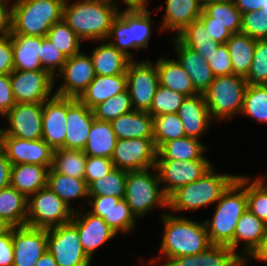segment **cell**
I'll use <instances>...</instances> for the list:
<instances>
[{"label": "cell", "instance_id": "6da1fadb", "mask_svg": "<svg viewBox=\"0 0 267 266\" xmlns=\"http://www.w3.org/2000/svg\"><path fill=\"white\" fill-rule=\"evenodd\" d=\"M161 217L164 226L159 247L161 257L158 260L156 257L152 258L145 266H165L173 258L196 255L212 245L204 222L199 223L167 211L162 212ZM162 258L165 262L159 264L157 261Z\"/></svg>", "mask_w": 267, "mask_h": 266}, {"label": "cell", "instance_id": "7a4b0ae2", "mask_svg": "<svg viewBox=\"0 0 267 266\" xmlns=\"http://www.w3.org/2000/svg\"><path fill=\"white\" fill-rule=\"evenodd\" d=\"M119 6L102 0H65L62 20L82 41L106 40Z\"/></svg>", "mask_w": 267, "mask_h": 266}, {"label": "cell", "instance_id": "3957f363", "mask_svg": "<svg viewBox=\"0 0 267 266\" xmlns=\"http://www.w3.org/2000/svg\"><path fill=\"white\" fill-rule=\"evenodd\" d=\"M247 210L246 176L238 175L216 202L212 219L204 221L211 244L226 245L234 251V231Z\"/></svg>", "mask_w": 267, "mask_h": 266}, {"label": "cell", "instance_id": "277c9868", "mask_svg": "<svg viewBox=\"0 0 267 266\" xmlns=\"http://www.w3.org/2000/svg\"><path fill=\"white\" fill-rule=\"evenodd\" d=\"M238 175L215 173L213 167L198 180L178 188L168 197V211H196L216 203Z\"/></svg>", "mask_w": 267, "mask_h": 266}, {"label": "cell", "instance_id": "5b68a950", "mask_svg": "<svg viewBox=\"0 0 267 266\" xmlns=\"http://www.w3.org/2000/svg\"><path fill=\"white\" fill-rule=\"evenodd\" d=\"M65 0H13L12 33L46 37L62 20Z\"/></svg>", "mask_w": 267, "mask_h": 266}, {"label": "cell", "instance_id": "8992f818", "mask_svg": "<svg viewBox=\"0 0 267 266\" xmlns=\"http://www.w3.org/2000/svg\"><path fill=\"white\" fill-rule=\"evenodd\" d=\"M151 12L147 8L127 9L118 12L114 18L107 41L114 45L131 60L134 49H147L152 31Z\"/></svg>", "mask_w": 267, "mask_h": 266}, {"label": "cell", "instance_id": "52a82bcc", "mask_svg": "<svg viewBox=\"0 0 267 266\" xmlns=\"http://www.w3.org/2000/svg\"><path fill=\"white\" fill-rule=\"evenodd\" d=\"M159 186L161 183L156 167L127 171L124 199L136 218L144 217L157 206L168 209V197Z\"/></svg>", "mask_w": 267, "mask_h": 266}, {"label": "cell", "instance_id": "ba28073f", "mask_svg": "<svg viewBox=\"0 0 267 266\" xmlns=\"http://www.w3.org/2000/svg\"><path fill=\"white\" fill-rule=\"evenodd\" d=\"M247 86L243 76H216L203 93L212 120L221 122L240 115Z\"/></svg>", "mask_w": 267, "mask_h": 266}, {"label": "cell", "instance_id": "9c48e42d", "mask_svg": "<svg viewBox=\"0 0 267 266\" xmlns=\"http://www.w3.org/2000/svg\"><path fill=\"white\" fill-rule=\"evenodd\" d=\"M73 210L47 186L28 197L27 226L51 228L69 223Z\"/></svg>", "mask_w": 267, "mask_h": 266}, {"label": "cell", "instance_id": "30bf717a", "mask_svg": "<svg viewBox=\"0 0 267 266\" xmlns=\"http://www.w3.org/2000/svg\"><path fill=\"white\" fill-rule=\"evenodd\" d=\"M47 247L58 266H90L91 259L71 222L47 229Z\"/></svg>", "mask_w": 267, "mask_h": 266}, {"label": "cell", "instance_id": "8fae6325", "mask_svg": "<svg viewBox=\"0 0 267 266\" xmlns=\"http://www.w3.org/2000/svg\"><path fill=\"white\" fill-rule=\"evenodd\" d=\"M127 90L134 110L148 112L157 91L159 75L156 63L131 60L127 68Z\"/></svg>", "mask_w": 267, "mask_h": 266}, {"label": "cell", "instance_id": "7c38bea8", "mask_svg": "<svg viewBox=\"0 0 267 266\" xmlns=\"http://www.w3.org/2000/svg\"><path fill=\"white\" fill-rule=\"evenodd\" d=\"M10 81L16 103H44L55 95V78L46 70H13Z\"/></svg>", "mask_w": 267, "mask_h": 266}, {"label": "cell", "instance_id": "4fadbf2b", "mask_svg": "<svg viewBox=\"0 0 267 266\" xmlns=\"http://www.w3.org/2000/svg\"><path fill=\"white\" fill-rule=\"evenodd\" d=\"M164 194L169 197L178 188L192 183L207 173L213 164L205 159L197 160H156L155 165Z\"/></svg>", "mask_w": 267, "mask_h": 266}, {"label": "cell", "instance_id": "5bb4252c", "mask_svg": "<svg viewBox=\"0 0 267 266\" xmlns=\"http://www.w3.org/2000/svg\"><path fill=\"white\" fill-rule=\"evenodd\" d=\"M111 160L125 171L150 169L156 165L157 148L153 139H118Z\"/></svg>", "mask_w": 267, "mask_h": 266}, {"label": "cell", "instance_id": "9a60e30c", "mask_svg": "<svg viewBox=\"0 0 267 266\" xmlns=\"http://www.w3.org/2000/svg\"><path fill=\"white\" fill-rule=\"evenodd\" d=\"M56 75L55 80L60 76L62 83L56 88L55 95L77 99L96 77L90 55L82 51L68 57Z\"/></svg>", "mask_w": 267, "mask_h": 266}, {"label": "cell", "instance_id": "2e32d148", "mask_svg": "<svg viewBox=\"0 0 267 266\" xmlns=\"http://www.w3.org/2000/svg\"><path fill=\"white\" fill-rule=\"evenodd\" d=\"M5 116L9 127L1 128L2 136L42 139L43 103H16Z\"/></svg>", "mask_w": 267, "mask_h": 266}, {"label": "cell", "instance_id": "e0dca14e", "mask_svg": "<svg viewBox=\"0 0 267 266\" xmlns=\"http://www.w3.org/2000/svg\"><path fill=\"white\" fill-rule=\"evenodd\" d=\"M88 197V203L93 207L89 212L101 217L116 234L134 231L136 217L125 199L115 196Z\"/></svg>", "mask_w": 267, "mask_h": 266}, {"label": "cell", "instance_id": "ac0fdd59", "mask_svg": "<svg viewBox=\"0 0 267 266\" xmlns=\"http://www.w3.org/2000/svg\"><path fill=\"white\" fill-rule=\"evenodd\" d=\"M12 243L13 266H35L40 257L48 251L47 229L27 225L12 227Z\"/></svg>", "mask_w": 267, "mask_h": 266}, {"label": "cell", "instance_id": "d6986e66", "mask_svg": "<svg viewBox=\"0 0 267 266\" xmlns=\"http://www.w3.org/2000/svg\"><path fill=\"white\" fill-rule=\"evenodd\" d=\"M2 149L11 165L38 164L52 166L53 149L43 140H25L11 136H2Z\"/></svg>", "mask_w": 267, "mask_h": 266}, {"label": "cell", "instance_id": "ffe728a7", "mask_svg": "<svg viewBox=\"0 0 267 266\" xmlns=\"http://www.w3.org/2000/svg\"><path fill=\"white\" fill-rule=\"evenodd\" d=\"M70 222L77 228L81 246L91 260L100 246L117 235L101 217L89 211H74Z\"/></svg>", "mask_w": 267, "mask_h": 266}, {"label": "cell", "instance_id": "44dd1931", "mask_svg": "<svg viewBox=\"0 0 267 266\" xmlns=\"http://www.w3.org/2000/svg\"><path fill=\"white\" fill-rule=\"evenodd\" d=\"M65 149L83 150L95 119L93 109L77 98L67 97Z\"/></svg>", "mask_w": 267, "mask_h": 266}, {"label": "cell", "instance_id": "7402d4cb", "mask_svg": "<svg viewBox=\"0 0 267 266\" xmlns=\"http://www.w3.org/2000/svg\"><path fill=\"white\" fill-rule=\"evenodd\" d=\"M67 97L54 95L43 103L42 139L54 150L64 148Z\"/></svg>", "mask_w": 267, "mask_h": 266}, {"label": "cell", "instance_id": "603a6c76", "mask_svg": "<svg viewBox=\"0 0 267 266\" xmlns=\"http://www.w3.org/2000/svg\"><path fill=\"white\" fill-rule=\"evenodd\" d=\"M172 42L177 53V62L190 76L195 90L203 94L215 78L207 61L193 49L185 46L177 37H174Z\"/></svg>", "mask_w": 267, "mask_h": 266}, {"label": "cell", "instance_id": "cb8c5ba5", "mask_svg": "<svg viewBox=\"0 0 267 266\" xmlns=\"http://www.w3.org/2000/svg\"><path fill=\"white\" fill-rule=\"evenodd\" d=\"M177 114L183 123L185 136L196 139H200L214 122L203 94L186 97Z\"/></svg>", "mask_w": 267, "mask_h": 266}, {"label": "cell", "instance_id": "d4e9b609", "mask_svg": "<svg viewBox=\"0 0 267 266\" xmlns=\"http://www.w3.org/2000/svg\"><path fill=\"white\" fill-rule=\"evenodd\" d=\"M203 6L198 0H166L165 14L159 33L175 31L177 37L188 25L198 20Z\"/></svg>", "mask_w": 267, "mask_h": 266}, {"label": "cell", "instance_id": "484cf974", "mask_svg": "<svg viewBox=\"0 0 267 266\" xmlns=\"http://www.w3.org/2000/svg\"><path fill=\"white\" fill-rule=\"evenodd\" d=\"M165 266H244V260L226 245H211L196 255L171 259Z\"/></svg>", "mask_w": 267, "mask_h": 266}, {"label": "cell", "instance_id": "4316f807", "mask_svg": "<svg viewBox=\"0 0 267 266\" xmlns=\"http://www.w3.org/2000/svg\"><path fill=\"white\" fill-rule=\"evenodd\" d=\"M95 42H100L90 54L95 74L98 76L126 75L131 59L107 40Z\"/></svg>", "mask_w": 267, "mask_h": 266}, {"label": "cell", "instance_id": "83f0119b", "mask_svg": "<svg viewBox=\"0 0 267 266\" xmlns=\"http://www.w3.org/2000/svg\"><path fill=\"white\" fill-rule=\"evenodd\" d=\"M14 70H44L41 64V37L10 34Z\"/></svg>", "mask_w": 267, "mask_h": 266}, {"label": "cell", "instance_id": "f1b7e54d", "mask_svg": "<svg viewBox=\"0 0 267 266\" xmlns=\"http://www.w3.org/2000/svg\"><path fill=\"white\" fill-rule=\"evenodd\" d=\"M266 231L267 225L263 221L249 210L245 211L239 218L234 231V252L245 260L260 244ZM240 242H244L242 253L236 251Z\"/></svg>", "mask_w": 267, "mask_h": 266}, {"label": "cell", "instance_id": "f546056e", "mask_svg": "<svg viewBox=\"0 0 267 266\" xmlns=\"http://www.w3.org/2000/svg\"><path fill=\"white\" fill-rule=\"evenodd\" d=\"M118 139H153V116L133 110L111 121Z\"/></svg>", "mask_w": 267, "mask_h": 266}, {"label": "cell", "instance_id": "4dcf8cb0", "mask_svg": "<svg viewBox=\"0 0 267 266\" xmlns=\"http://www.w3.org/2000/svg\"><path fill=\"white\" fill-rule=\"evenodd\" d=\"M127 89V76H98L93 79L78 98L88 108L93 109L99 103L116 96Z\"/></svg>", "mask_w": 267, "mask_h": 266}, {"label": "cell", "instance_id": "1f68e13d", "mask_svg": "<svg viewBox=\"0 0 267 266\" xmlns=\"http://www.w3.org/2000/svg\"><path fill=\"white\" fill-rule=\"evenodd\" d=\"M156 67L161 86L187 97L199 94L195 90L190 76L175 58L169 59L162 56L156 61Z\"/></svg>", "mask_w": 267, "mask_h": 266}, {"label": "cell", "instance_id": "d6a6232c", "mask_svg": "<svg viewBox=\"0 0 267 266\" xmlns=\"http://www.w3.org/2000/svg\"><path fill=\"white\" fill-rule=\"evenodd\" d=\"M48 168L38 164L11 166L10 185L27 198L47 186Z\"/></svg>", "mask_w": 267, "mask_h": 266}, {"label": "cell", "instance_id": "836d02e7", "mask_svg": "<svg viewBox=\"0 0 267 266\" xmlns=\"http://www.w3.org/2000/svg\"><path fill=\"white\" fill-rule=\"evenodd\" d=\"M199 20L202 23H219L232 34L241 32L242 13L233 0H216L203 6Z\"/></svg>", "mask_w": 267, "mask_h": 266}, {"label": "cell", "instance_id": "e575fe53", "mask_svg": "<svg viewBox=\"0 0 267 266\" xmlns=\"http://www.w3.org/2000/svg\"><path fill=\"white\" fill-rule=\"evenodd\" d=\"M207 146L199 139L184 136L163 143L157 149V160H197L205 159L203 155Z\"/></svg>", "mask_w": 267, "mask_h": 266}, {"label": "cell", "instance_id": "d590c367", "mask_svg": "<svg viewBox=\"0 0 267 266\" xmlns=\"http://www.w3.org/2000/svg\"><path fill=\"white\" fill-rule=\"evenodd\" d=\"M28 198L11 185L0 189V218L11 227L27 225Z\"/></svg>", "mask_w": 267, "mask_h": 266}, {"label": "cell", "instance_id": "8d00e7d4", "mask_svg": "<svg viewBox=\"0 0 267 266\" xmlns=\"http://www.w3.org/2000/svg\"><path fill=\"white\" fill-rule=\"evenodd\" d=\"M117 140L111 122L94 119L83 152L87 156L111 158Z\"/></svg>", "mask_w": 267, "mask_h": 266}, {"label": "cell", "instance_id": "74e56055", "mask_svg": "<svg viewBox=\"0 0 267 266\" xmlns=\"http://www.w3.org/2000/svg\"><path fill=\"white\" fill-rule=\"evenodd\" d=\"M47 187L59 196L73 211H75V209L70 206L72 204L71 200L82 198V200L85 199L88 201L89 199L88 186L84 179L57 173L52 168L48 170Z\"/></svg>", "mask_w": 267, "mask_h": 266}, {"label": "cell", "instance_id": "f35d334b", "mask_svg": "<svg viewBox=\"0 0 267 266\" xmlns=\"http://www.w3.org/2000/svg\"><path fill=\"white\" fill-rule=\"evenodd\" d=\"M226 45L230 53L233 74L246 78L254 56L256 39L240 32L232 34Z\"/></svg>", "mask_w": 267, "mask_h": 266}, {"label": "cell", "instance_id": "ab89813d", "mask_svg": "<svg viewBox=\"0 0 267 266\" xmlns=\"http://www.w3.org/2000/svg\"><path fill=\"white\" fill-rule=\"evenodd\" d=\"M205 25L198 19L188 25L177 38L187 47L193 49L198 55L209 61V57L217 52L221 44L212 40Z\"/></svg>", "mask_w": 267, "mask_h": 266}, {"label": "cell", "instance_id": "60d3db41", "mask_svg": "<svg viewBox=\"0 0 267 266\" xmlns=\"http://www.w3.org/2000/svg\"><path fill=\"white\" fill-rule=\"evenodd\" d=\"M86 160L83 150L58 148L53 150L51 168L57 173L84 179Z\"/></svg>", "mask_w": 267, "mask_h": 266}, {"label": "cell", "instance_id": "b9f144b4", "mask_svg": "<svg viewBox=\"0 0 267 266\" xmlns=\"http://www.w3.org/2000/svg\"><path fill=\"white\" fill-rule=\"evenodd\" d=\"M127 171L113 168L107 175L88 185V196H115L124 199Z\"/></svg>", "mask_w": 267, "mask_h": 266}, {"label": "cell", "instance_id": "7bdbcfd3", "mask_svg": "<svg viewBox=\"0 0 267 266\" xmlns=\"http://www.w3.org/2000/svg\"><path fill=\"white\" fill-rule=\"evenodd\" d=\"M267 124V85H249L246 88L240 115Z\"/></svg>", "mask_w": 267, "mask_h": 266}, {"label": "cell", "instance_id": "ee69618b", "mask_svg": "<svg viewBox=\"0 0 267 266\" xmlns=\"http://www.w3.org/2000/svg\"><path fill=\"white\" fill-rule=\"evenodd\" d=\"M184 136L183 123L177 113L153 117V140L157 149L167 141Z\"/></svg>", "mask_w": 267, "mask_h": 266}, {"label": "cell", "instance_id": "f6af8a7d", "mask_svg": "<svg viewBox=\"0 0 267 266\" xmlns=\"http://www.w3.org/2000/svg\"><path fill=\"white\" fill-rule=\"evenodd\" d=\"M46 37L67 58L80 52L82 40L63 20L55 23Z\"/></svg>", "mask_w": 267, "mask_h": 266}, {"label": "cell", "instance_id": "bcb514c9", "mask_svg": "<svg viewBox=\"0 0 267 266\" xmlns=\"http://www.w3.org/2000/svg\"><path fill=\"white\" fill-rule=\"evenodd\" d=\"M133 110L131 98L127 89L99 103L93 108L95 119L108 122Z\"/></svg>", "mask_w": 267, "mask_h": 266}, {"label": "cell", "instance_id": "7dc6e473", "mask_svg": "<svg viewBox=\"0 0 267 266\" xmlns=\"http://www.w3.org/2000/svg\"><path fill=\"white\" fill-rule=\"evenodd\" d=\"M246 195L248 210L267 225V186L259 177L246 176Z\"/></svg>", "mask_w": 267, "mask_h": 266}, {"label": "cell", "instance_id": "c3c4849f", "mask_svg": "<svg viewBox=\"0 0 267 266\" xmlns=\"http://www.w3.org/2000/svg\"><path fill=\"white\" fill-rule=\"evenodd\" d=\"M186 97L181 93L159 85L148 113L153 117L162 114L177 113Z\"/></svg>", "mask_w": 267, "mask_h": 266}, {"label": "cell", "instance_id": "681fc988", "mask_svg": "<svg viewBox=\"0 0 267 266\" xmlns=\"http://www.w3.org/2000/svg\"><path fill=\"white\" fill-rule=\"evenodd\" d=\"M249 85H267V39H257L251 67L245 78Z\"/></svg>", "mask_w": 267, "mask_h": 266}, {"label": "cell", "instance_id": "f907efd6", "mask_svg": "<svg viewBox=\"0 0 267 266\" xmlns=\"http://www.w3.org/2000/svg\"><path fill=\"white\" fill-rule=\"evenodd\" d=\"M65 57L47 37H41V64L54 78L66 62Z\"/></svg>", "mask_w": 267, "mask_h": 266}, {"label": "cell", "instance_id": "816d5d0a", "mask_svg": "<svg viewBox=\"0 0 267 266\" xmlns=\"http://www.w3.org/2000/svg\"><path fill=\"white\" fill-rule=\"evenodd\" d=\"M241 33L256 40L267 39V16L261 10L243 13Z\"/></svg>", "mask_w": 267, "mask_h": 266}, {"label": "cell", "instance_id": "f5cc1de1", "mask_svg": "<svg viewBox=\"0 0 267 266\" xmlns=\"http://www.w3.org/2000/svg\"><path fill=\"white\" fill-rule=\"evenodd\" d=\"M114 168L111 158L87 156L84 180L87 186L105 175Z\"/></svg>", "mask_w": 267, "mask_h": 266}, {"label": "cell", "instance_id": "db71d44e", "mask_svg": "<svg viewBox=\"0 0 267 266\" xmlns=\"http://www.w3.org/2000/svg\"><path fill=\"white\" fill-rule=\"evenodd\" d=\"M207 63L215 77L233 74L230 53L226 44H221L217 52L209 57Z\"/></svg>", "mask_w": 267, "mask_h": 266}, {"label": "cell", "instance_id": "11a10c76", "mask_svg": "<svg viewBox=\"0 0 267 266\" xmlns=\"http://www.w3.org/2000/svg\"><path fill=\"white\" fill-rule=\"evenodd\" d=\"M16 105L13 96L10 74L0 75V115L4 116Z\"/></svg>", "mask_w": 267, "mask_h": 266}, {"label": "cell", "instance_id": "9f6ffc18", "mask_svg": "<svg viewBox=\"0 0 267 266\" xmlns=\"http://www.w3.org/2000/svg\"><path fill=\"white\" fill-rule=\"evenodd\" d=\"M14 70L11 36L0 38V75Z\"/></svg>", "mask_w": 267, "mask_h": 266}, {"label": "cell", "instance_id": "6f0895ef", "mask_svg": "<svg viewBox=\"0 0 267 266\" xmlns=\"http://www.w3.org/2000/svg\"><path fill=\"white\" fill-rule=\"evenodd\" d=\"M14 247L12 243V227L0 236V266H13Z\"/></svg>", "mask_w": 267, "mask_h": 266}, {"label": "cell", "instance_id": "680465c9", "mask_svg": "<svg viewBox=\"0 0 267 266\" xmlns=\"http://www.w3.org/2000/svg\"><path fill=\"white\" fill-rule=\"evenodd\" d=\"M9 3L10 0H0V38L12 33V4L9 7Z\"/></svg>", "mask_w": 267, "mask_h": 266}, {"label": "cell", "instance_id": "91938a15", "mask_svg": "<svg viewBox=\"0 0 267 266\" xmlns=\"http://www.w3.org/2000/svg\"><path fill=\"white\" fill-rule=\"evenodd\" d=\"M206 28V32L210 35L212 40L219 44H226L231 38L232 33L228 29L219 23H203Z\"/></svg>", "mask_w": 267, "mask_h": 266}, {"label": "cell", "instance_id": "94428289", "mask_svg": "<svg viewBox=\"0 0 267 266\" xmlns=\"http://www.w3.org/2000/svg\"><path fill=\"white\" fill-rule=\"evenodd\" d=\"M11 163L6 156V153L0 149V189L10 185Z\"/></svg>", "mask_w": 267, "mask_h": 266}, {"label": "cell", "instance_id": "6125c7cd", "mask_svg": "<svg viewBox=\"0 0 267 266\" xmlns=\"http://www.w3.org/2000/svg\"><path fill=\"white\" fill-rule=\"evenodd\" d=\"M248 259L267 263V231L261 239L260 244L253 250V252L244 260V266L247 265Z\"/></svg>", "mask_w": 267, "mask_h": 266}, {"label": "cell", "instance_id": "be15d7a7", "mask_svg": "<svg viewBox=\"0 0 267 266\" xmlns=\"http://www.w3.org/2000/svg\"><path fill=\"white\" fill-rule=\"evenodd\" d=\"M233 2L242 14L248 11H260L266 6V0H233Z\"/></svg>", "mask_w": 267, "mask_h": 266}, {"label": "cell", "instance_id": "e7e4bbea", "mask_svg": "<svg viewBox=\"0 0 267 266\" xmlns=\"http://www.w3.org/2000/svg\"><path fill=\"white\" fill-rule=\"evenodd\" d=\"M35 266H58V265L54 259V256L49 251H46L37 261Z\"/></svg>", "mask_w": 267, "mask_h": 266}, {"label": "cell", "instance_id": "03108f58", "mask_svg": "<svg viewBox=\"0 0 267 266\" xmlns=\"http://www.w3.org/2000/svg\"><path fill=\"white\" fill-rule=\"evenodd\" d=\"M149 0H122L127 9L147 8Z\"/></svg>", "mask_w": 267, "mask_h": 266}, {"label": "cell", "instance_id": "003e7915", "mask_svg": "<svg viewBox=\"0 0 267 266\" xmlns=\"http://www.w3.org/2000/svg\"><path fill=\"white\" fill-rule=\"evenodd\" d=\"M10 228L11 226L0 218V236L5 234Z\"/></svg>", "mask_w": 267, "mask_h": 266}, {"label": "cell", "instance_id": "a7ac6f4b", "mask_svg": "<svg viewBox=\"0 0 267 266\" xmlns=\"http://www.w3.org/2000/svg\"><path fill=\"white\" fill-rule=\"evenodd\" d=\"M213 1H216V0H198V2L204 6L205 4L209 3V2H213Z\"/></svg>", "mask_w": 267, "mask_h": 266}, {"label": "cell", "instance_id": "89a4df30", "mask_svg": "<svg viewBox=\"0 0 267 266\" xmlns=\"http://www.w3.org/2000/svg\"><path fill=\"white\" fill-rule=\"evenodd\" d=\"M261 11L267 16V0H266V6H263Z\"/></svg>", "mask_w": 267, "mask_h": 266}, {"label": "cell", "instance_id": "2644e50d", "mask_svg": "<svg viewBox=\"0 0 267 266\" xmlns=\"http://www.w3.org/2000/svg\"><path fill=\"white\" fill-rule=\"evenodd\" d=\"M2 148V131L0 127V149Z\"/></svg>", "mask_w": 267, "mask_h": 266}, {"label": "cell", "instance_id": "8c879c8a", "mask_svg": "<svg viewBox=\"0 0 267 266\" xmlns=\"http://www.w3.org/2000/svg\"><path fill=\"white\" fill-rule=\"evenodd\" d=\"M263 182L264 184L267 186V181H265V178H263V176H258Z\"/></svg>", "mask_w": 267, "mask_h": 266}]
</instances>
